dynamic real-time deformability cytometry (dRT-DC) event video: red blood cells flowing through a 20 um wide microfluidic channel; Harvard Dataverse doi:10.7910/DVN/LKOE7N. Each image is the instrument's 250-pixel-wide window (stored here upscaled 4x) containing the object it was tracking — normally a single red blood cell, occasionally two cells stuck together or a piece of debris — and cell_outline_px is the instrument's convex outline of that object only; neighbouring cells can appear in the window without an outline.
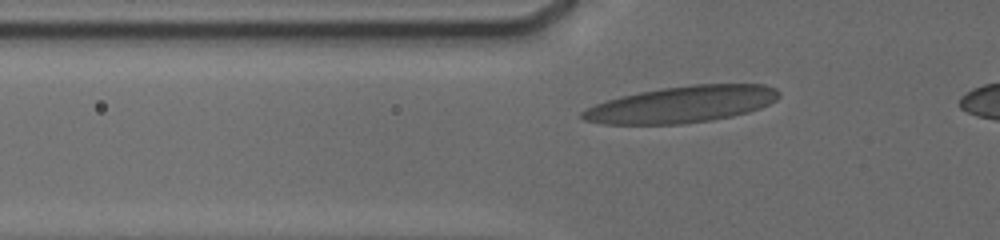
{"species": "human", "species_latin": "Homo sapiens", "temperature_condition": "cold", "stored_images_in_passage": 42, "camera_frame_rate_fps": 3000, "um_per_image_px": 0.085, "donor": {"sex": "male"}, "frame": {"image": 1, "passage_image": 7, "time_ms": 2.0, "image_size_px": [1000, 240], "cell_outline_px": [[780, 96], [776, 100], [760, 108], [748, 112], [732, 116], [712, 120], [684, 124], [604, 124], [584, 120], [580, 116], [580, 112], [596, 104], [620, 96], [660, 88], [692, 84], [764, 84], [776, 88], [780, 92]], "centroid_in_image_um": [57.98, 8.87], "position_along_channel_um": 67.8, "area_um2": 41.96}}
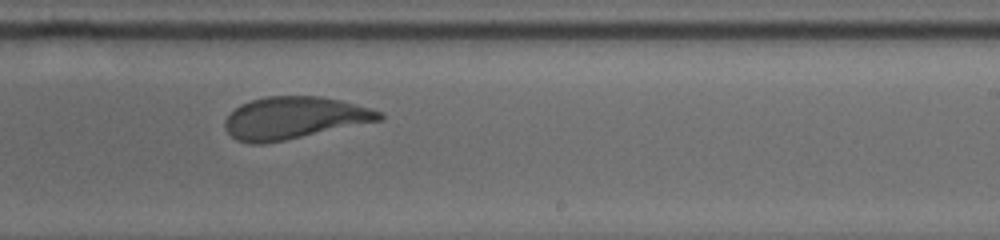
{"frame": {"image": 2, "passage_image": 25, "time_ms": 7.333, "image_size_px": [1000, 240], "cell_outline_px": [[384, 120], [264, 144], [252, 144], [236, 140], [224, 128], [224, 120], [240, 104], [252, 100], [268, 96], [320, 96], [340, 100], [372, 108], [384, 112]], "centroid_in_image_um": [25.04, 10.02], "position_along_channel_um": 264.0, "area_um2": 38.03}}
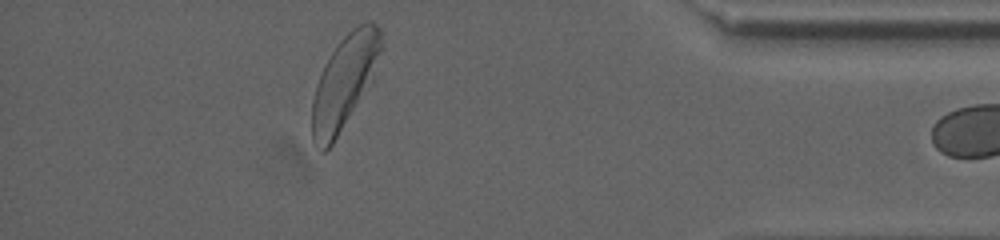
{"frame": {"image": 3, "passage_image": 41, "time_ms": 12.0, "image_size_px": [1000, 240], "cell_outline_px": [[380, 52], [376, 76], [332, 144], [324, 152], [320, 152], [312, 140], [312, 100], [316, 84], [324, 64], [336, 44], [352, 28], [368, 20], [372, 20], [380, 28]], "centroid_in_image_um": [29.27, 6.96], "position_along_channel_um": 405.9, "area_um2": 37.69}, "authors_computed_cell_mechanics": {"area_um2": 38.7838, "velocity_mm_per_s": 3.7595, "shape_relaxation_time_tau1_ms": 4.7845, "shape_relaxation_time_tau2_ms": 0.8413, "deformation_change_tau1": 0.1659, "deformation_change_tau2": 0.0681}}